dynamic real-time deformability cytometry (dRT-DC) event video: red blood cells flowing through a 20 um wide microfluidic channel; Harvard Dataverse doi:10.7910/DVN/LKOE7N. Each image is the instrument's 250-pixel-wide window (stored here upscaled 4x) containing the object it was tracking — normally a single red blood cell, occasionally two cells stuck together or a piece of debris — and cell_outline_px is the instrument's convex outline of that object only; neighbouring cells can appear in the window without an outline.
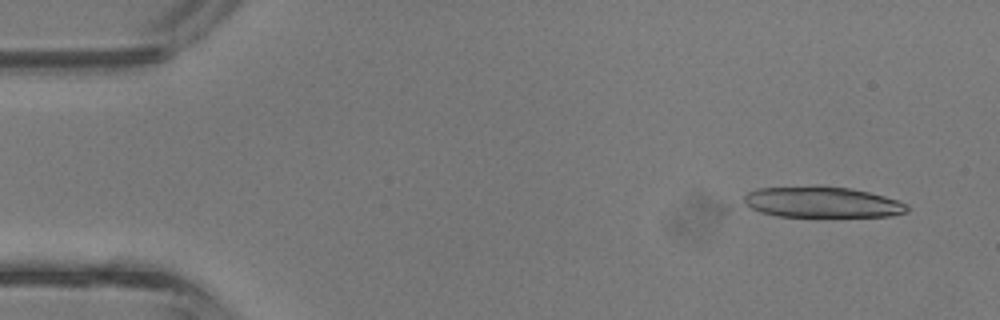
{"species": "common noctule bat (a hibernating species)", "species_latin": "Nyctalus noctula", "temperature_condition": "room temperature", "stored_images_in_passage": 18, "segment_of_instrument_passage": [1, 2], "camera_frame_rate_fps": 3000, "um_per_image_px": 0.085, "animal": {"sex": "male", "body_mass_g": 13.3}, "frame": {"image": 1, "passage_image": 2, "time_ms": 0.333, "image_size_px": [1000, 320], "cell_outline_px": [[908, 212], [892, 216], [776, 216], [752, 208], [744, 200], [744, 196], [748, 192], [756, 188], [816, 184], [820, 184], [848, 188], [868, 192], [884, 196], [908, 204]], "centroid_in_image_um": [69.88, 17.15], "position_along_channel_um": 15.1, "area_um2": 29.59}}